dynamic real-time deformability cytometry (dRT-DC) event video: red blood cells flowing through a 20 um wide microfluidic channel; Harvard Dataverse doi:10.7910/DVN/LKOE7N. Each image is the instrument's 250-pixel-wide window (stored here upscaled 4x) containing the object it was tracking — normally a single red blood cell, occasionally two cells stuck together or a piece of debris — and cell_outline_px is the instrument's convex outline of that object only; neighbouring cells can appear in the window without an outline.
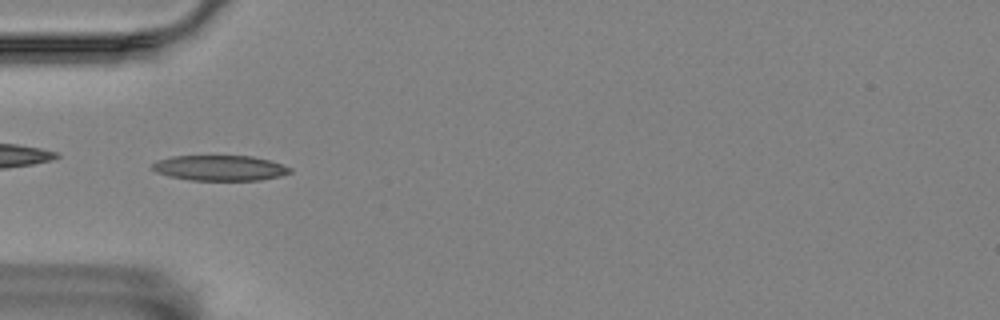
{"species": "Egyptian fruit bat (a non-hibernating species)", "species_latin": "Rousettus aegyptiacus", "temperature_condition": "room temperature", "stored_images_in_passage": 40, "camera_frame_rate_fps": 3000, "um_per_image_px": 0.085, "animal": {"sex": "female"}, "frame": {"image": 1, "passage_image": 2, "time_ms": 0.333, "image_size_px": [1000, 320], "cell_outline_px": [[292, 172], [280, 176], [260, 180], [192, 180], [168, 176], [156, 172], [148, 168], [156, 160], [172, 156], [252, 156], [268, 160], [292, 168]], "centroid_in_image_um": [18.64, 14.28], "position_along_channel_um": 66.4, "area_um2": 20.4}}
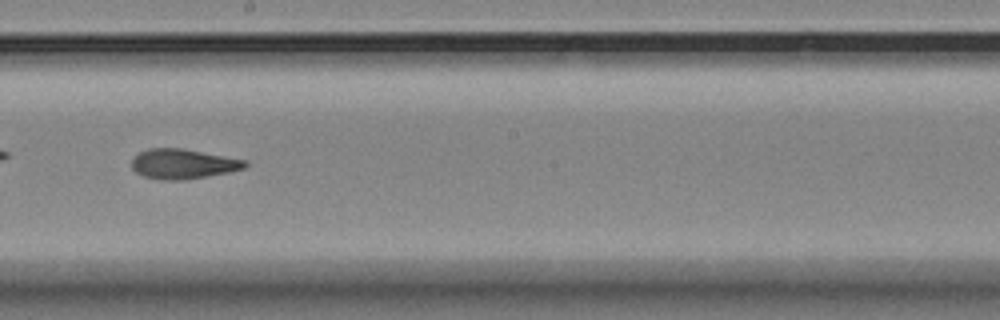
{"frame": {"image": 2, "passage_image": 16, "time_ms": 5.0, "image_size_px": [1000, 320], "cell_outline_px": [[248, 164], [244, 168], [228, 172], [208, 176], [184, 180], [160, 180], [144, 176], [136, 172], [132, 168], [132, 160], [140, 152], [148, 148], [180, 148], [248, 160]], "centroid_in_image_um": [15.56, 13.94], "position_along_channel_um": 232.6, "area_um2": 19.65}}
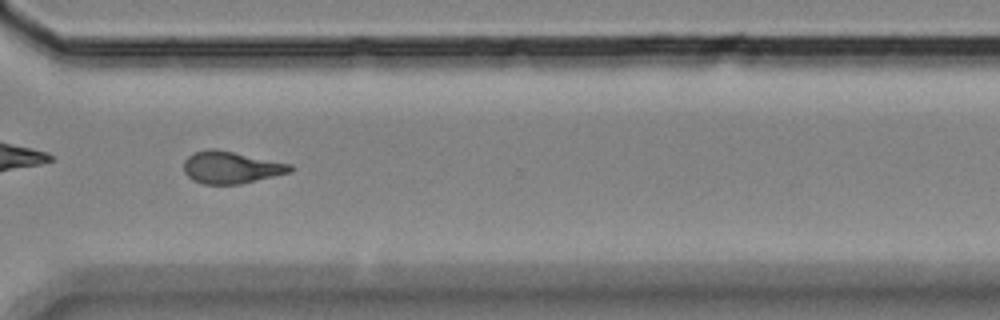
{"frame": {"image": 3, "passage_image": 26, "time_ms": 8.333, "image_size_px": [1000, 320], "cell_outline_px": [[292, 172], [240, 184], [204, 184], [192, 180], [184, 172], [184, 160], [188, 156], [196, 152], [208, 148], [212, 148], [292, 164]], "centroid_in_image_um": [19.63, 14.24], "position_along_channel_um": 351.0, "area_um2": 19.77}, "authors_computed_cell_mechanics": {"area_um2": 19.7098, "velocity_mm_per_s": 3.5539, "shape_relaxation_time_tau1_ms": null, "shape_relaxation_time_tau2_ms": 2.5229, "deformation_change_tau1": null, "deformation_change_tau2": 0.1019}}